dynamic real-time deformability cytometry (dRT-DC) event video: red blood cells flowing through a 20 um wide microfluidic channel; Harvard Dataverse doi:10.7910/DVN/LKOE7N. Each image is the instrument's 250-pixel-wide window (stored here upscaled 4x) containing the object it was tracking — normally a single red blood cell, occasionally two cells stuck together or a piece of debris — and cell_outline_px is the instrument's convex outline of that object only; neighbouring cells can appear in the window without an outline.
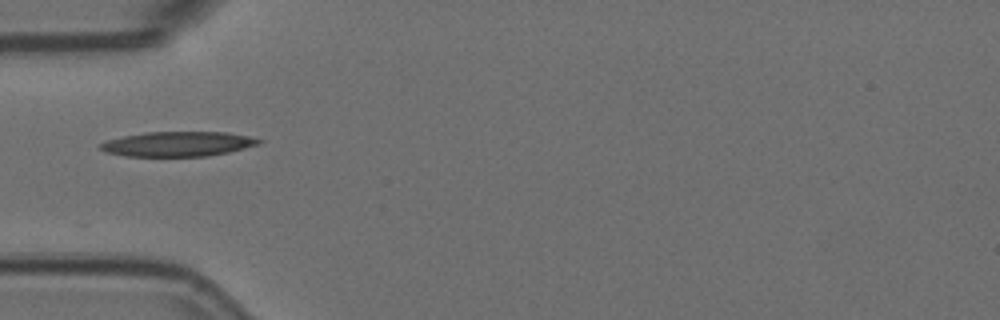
{"species": "Egyptian fruit bat (a non-hibernating species)", "species_latin": "Rousettus aegyptiacus", "temperature_condition": "room temperature", "stored_images_in_passage": 2, "camera_frame_rate_fps": 3000, "um_per_image_px": 0.085, "animal": {"sex": "female"}, "frame": {"image": 1, "passage_image": 2, "time_ms": 0.333, "image_size_px": [1000, 320], "cell_outline_px": [[264, 140], [260, 144], [228, 152], [208, 156], [124, 156], [104, 152], [100, 148], [100, 144], [108, 140], [124, 136], [148, 132], [228, 132], [248, 136]], "centroid_in_image_um": [15.14, 12.24], "position_along_channel_um": 69.9, "area_um2": 22.83}}